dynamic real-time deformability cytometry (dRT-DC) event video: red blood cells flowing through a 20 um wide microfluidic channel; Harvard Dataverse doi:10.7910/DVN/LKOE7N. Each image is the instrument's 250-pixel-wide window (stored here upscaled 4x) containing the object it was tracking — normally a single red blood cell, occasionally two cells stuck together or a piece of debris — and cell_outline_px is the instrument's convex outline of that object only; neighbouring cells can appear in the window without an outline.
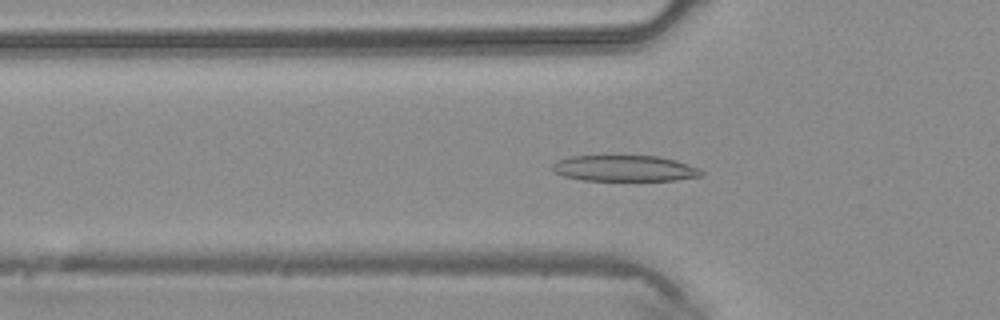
{"species": "common noctule bat (a hibernating species)", "species_latin": "Nyctalus noctula", "temperature_condition": "warm", "stored_images_in_passage": 45, "camera_frame_rate_fps": 3000, "um_per_image_px": 0.085, "animal": {"sex": "male", "body_mass_g": 20.4}, "frame": {"image": 1, "passage_image": 15, "time_ms": 4.667, "image_size_px": [1000, 320], "cell_outline_px": [[704, 176], [676, 180], [584, 180], [564, 176], [552, 172], [552, 164], [556, 160], [572, 156], [656, 156], [676, 160], [700, 168], [704, 172]], "centroid_in_image_um": [53.11, 14.31], "position_along_channel_um": 72.7, "area_um2": 22.66}}
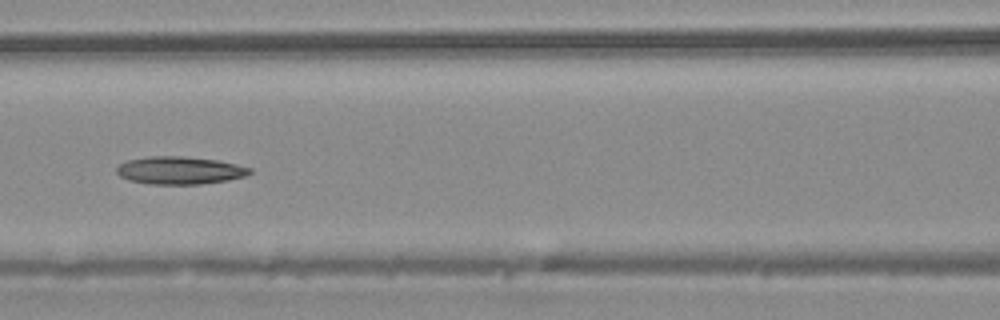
{"frame": {"image": 2, "passage_image": 20, "time_ms": 6.333, "image_size_px": [1000, 320], "cell_outline_px": [[252, 172], [244, 176], [228, 180], [200, 184], [152, 184], [128, 180], [120, 176], [116, 172], [116, 168], [120, 164], [128, 160], [148, 156], [184, 156], [216, 160], [236, 164], [252, 168]], "centroid_in_image_um": [15.27, 14.48], "position_along_channel_um": 151.3, "area_um2": 21.44}}
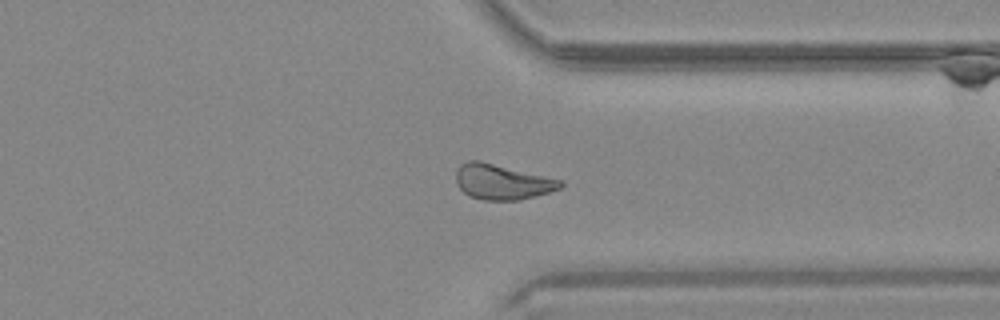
{"frame": {"image": 3, "passage_image": 34, "time_ms": 11.0, "image_size_px": [1000, 320], "cell_outline_px": [[564, 184], [560, 188], [536, 196], [516, 200], [484, 200], [468, 196], [456, 184], [456, 172], [460, 164], [468, 160], [480, 160], [564, 180]], "centroid_in_image_um": [42.68, 15.45], "position_along_channel_um": 368.7, "area_um2": 21.62}}